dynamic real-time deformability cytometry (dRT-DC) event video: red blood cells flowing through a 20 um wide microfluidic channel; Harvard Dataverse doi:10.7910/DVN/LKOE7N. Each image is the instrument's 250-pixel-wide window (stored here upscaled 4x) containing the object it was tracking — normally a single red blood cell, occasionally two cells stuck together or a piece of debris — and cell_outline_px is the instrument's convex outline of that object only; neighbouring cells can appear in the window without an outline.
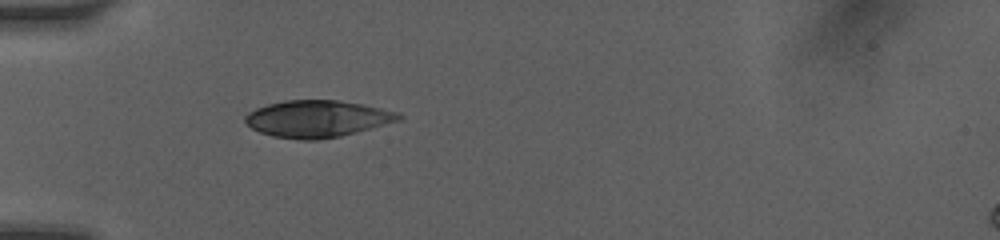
{"species": "human", "species_latin": "Homo sapiens", "temperature_condition": "room temperature", "stored_images_in_passage": 41, "camera_frame_rate_fps": 3000, "um_per_image_px": 0.085, "donor": {"sex": "female"}, "frame": {"image": 1, "passage_image": 1, "time_ms": 0.0, "image_size_px": [1000, 240], "cell_outline_px": [[404, 116], [400, 120], [340, 136], [316, 140], [300, 140], [272, 136], [260, 132], [252, 128], [244, 120], [244, 116], [248, 112], [256, 108], [268, 104], [284, 100], [336, 100], [360, 104], [400, 112]], "centroid_in_image_um": [26.95, 10.09], "position_along_channel_um": 58.1, "area_um2": 32.83}}
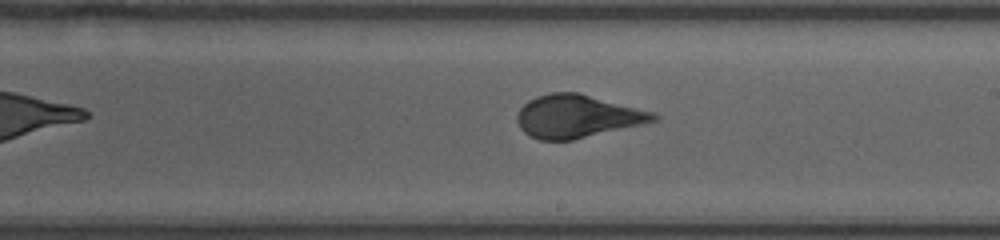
{"frame": {"image": 2, "passage_image": 19, "time_ms": 4.667, "image_size_px": [1000, 240], "cell_outline_px": [[660, 116], [656, 120], [640, 124], [572, 140], [540, 140], [524, 132], [520, 128], [516, 120], [516, 116], [520, 108], [528, 100], [536, 96], [552, 92], [576, 92], [656, 112]], "centroid_in_image_um": [49.04, 9.87], "position_along_channel_um": 240.0, "area_um2": 33.81}}
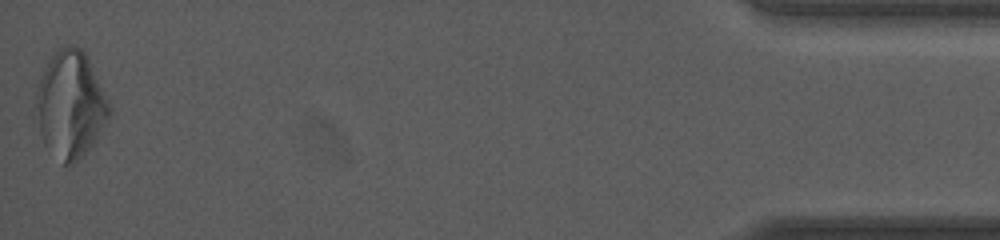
{"frame": {"image": 3, "passage_image": 41, "time_ms": 11.333, "image_size_px": [1000, 240], "cell_outline_px": [[112, 112], [92, 144], [72, 164], [64, 164], [44, 144], [40, 132], [36, 104], [36, 88], [40, 76], [44, 68], [52, 56], [60, 48], [68, 44], [72, 44], [80, 48], [88, 56]], "centroid_in_image_um": [5.97, 8.85], "position_along_channel_um": 429.2, "area_um2": 44.68}, "authors_computed_cell_mechanics": {"area_um2": 33.813, "velocity_mm_per_s": 4.089, "shape_relaxation_time_tau1_ms": 4.5623, "shape_relaxation_time_tau2_ms": null, "deformation_change_tau1": 0.1895, "deformation_change_tau2": null}}